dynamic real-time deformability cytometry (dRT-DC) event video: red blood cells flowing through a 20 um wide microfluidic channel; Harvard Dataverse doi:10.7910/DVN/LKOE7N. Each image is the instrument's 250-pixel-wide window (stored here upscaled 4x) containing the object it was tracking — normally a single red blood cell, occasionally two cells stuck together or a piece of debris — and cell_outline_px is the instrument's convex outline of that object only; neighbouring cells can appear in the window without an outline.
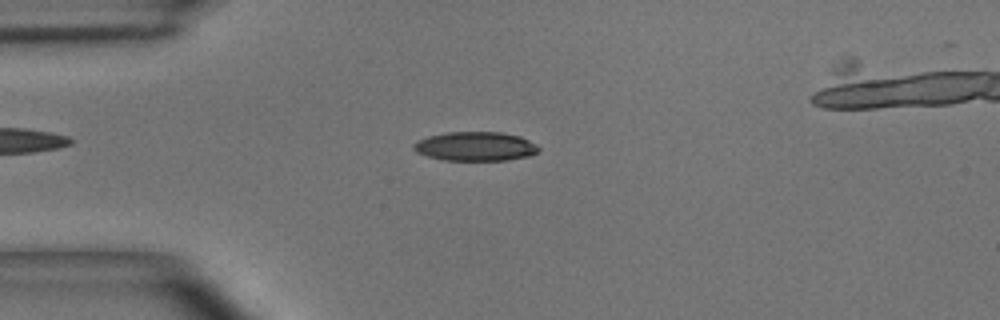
{"species": "common noctule bat (a hibernating species)", "species_latin": "Nyctalus noctula", "temperature_condition": "room temperature", "stored_images_in_passage": 46, "camera_frame_rate_fps": 3000, "um_per_image_px": 0.085, "animal": {"sex": "male", "body_mass_g": 15.6}, "frame": {"image": 1, "passage_image": 11, "time_ms": 3.333, "image_size_px": [1000, 320], "cell_outline_px": [[540, 148], [536, 152], [528, 156], [508, 160], [444, 160], [428, 156], [416, 152], [412, 148], [412, 144], [428, 136], [448, 132], [500, 132], [520, 136], [536, 144]], "centroid_in_image_um": [40.4, 12.44], "position_along_channel_um": 44.6, "area_um2": 21.1}}
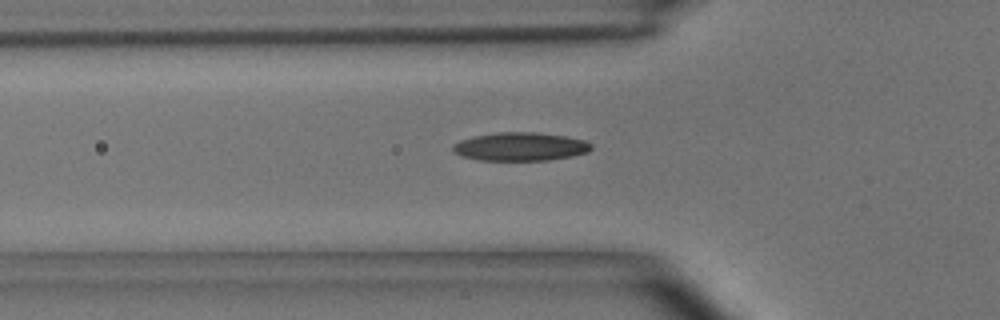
{"frame": {"image": 2, "passage_image": 15, "time_ms": 4.667, "image_size_px": [1000, 320], "cell_outline_px": [[592, 148], [588, 152], [572, 156], [548, 160], [480, 160], [460, 156], [452, 152], [452, 144], [460, 140], [472, 136], [496, 132], [536, 132], [564, 136], [584, 140], [592, 144]], "centroid_in_image_um": [44.18, 12.46], "position_along_channel_um": 81.6, "area_um2": 23.06}}
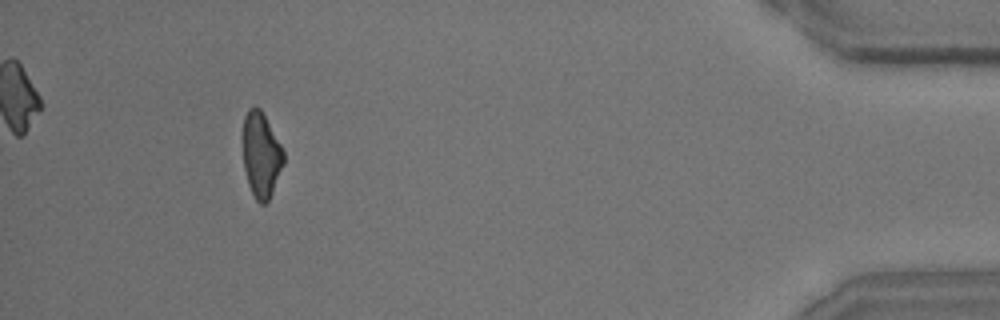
{"frame": {"image": 3, "passage_image": 44, "time_ms": 14.333, "image_size_px": [1000, 320], "cell_outline_px": [[284, 164], [272, 192], [268, 200], [264, 204], [260, 204], [256, 200], [248, 184], [244, 168], [240, 140], [240, 136], [244, 116], [248, 108], [260, 108], [280, 144], [284, 152]], "centroid_in_image_um": [22.14, 13.14], "position_along_channel_um": 413.1, "area_um2": 20.58}, "authors_computed_cell_mechanics": {"area_um2": 21.4727, "velocity_mm_per_s": 4.0674, "shape_relaxation_time_tau1_ms": 4.371, "shape_relaxation_time_tau2_ms": 1.7912, "deformation_change_tau1": 0.1526, "deformation_change_tau2": 0.0821}}